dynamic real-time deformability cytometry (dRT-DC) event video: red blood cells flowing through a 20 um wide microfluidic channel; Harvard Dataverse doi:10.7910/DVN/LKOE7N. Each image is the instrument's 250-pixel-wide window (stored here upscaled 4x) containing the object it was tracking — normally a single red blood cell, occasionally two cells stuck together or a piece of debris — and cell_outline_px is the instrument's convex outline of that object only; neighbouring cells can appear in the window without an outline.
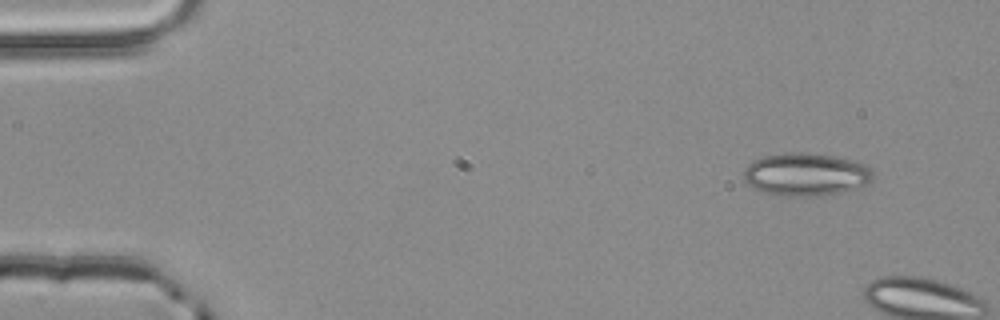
{"species": "common noctule bat (a hibernating species)", "species_latin": "Nyctalus noctula", "temperature_condition": "room temperature", "stored_images_in_passage": 4, "camera_frame_rate_fps": 3000, "um_per_image_px": 0.085, "animal": {"sex": "male", "body_mass_g": 20.4}, "frame": {"image": 1, "passage_image": 1, "time_ms": 0.0, "image_size_px": [1000, 320], "cell_outline_px": [[872, 180], [868, 184], [840, 192], [820, 196], [784, 196], [764, 192], [748, 184], [744, 180], [744, 168], [752, 160], [764, 156], [792, 152], [832, 156], [864, 164], [872, 172]], "centroid_in_image_um": [68.46, 14.84], "position_along_channel_um": 16.5, "area_um2": 31.79}}